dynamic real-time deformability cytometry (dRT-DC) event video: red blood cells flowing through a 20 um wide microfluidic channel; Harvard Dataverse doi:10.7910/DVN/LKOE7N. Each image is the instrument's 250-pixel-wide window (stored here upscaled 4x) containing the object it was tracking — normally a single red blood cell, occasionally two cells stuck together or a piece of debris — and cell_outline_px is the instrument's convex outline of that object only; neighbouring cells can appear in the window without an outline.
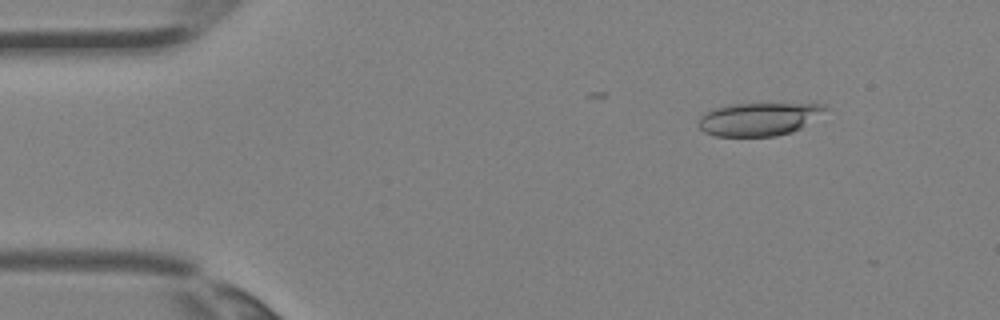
{"species": "Egyptian fruit bat (a non-hibernating species)", "species_latin": "Rousettus aegyptiacus", "temperature_condition": "room temperature", "stored_images_in_passage": 3, "camera_frame_rate_fps": 3000, "um_per_image_px": 0.085, "animal": {"sex": "female"}, "frame": {"image": 1, "passage_image": 1, "time_ms": 0.0, "image_size_px": [1000, 320], "cell_outline_px": [[828, 108], [800, 128], [792, 132], [776, 136], [716, 136], [704, 132], [696, 124], [700, 116], [704, 112], [712, 108], [728, 104], [824, 104]], "centroid_in_image_um": [64.4, 10.12], "position_along_channel_um": 20.6, "area_um2": 24.28}}
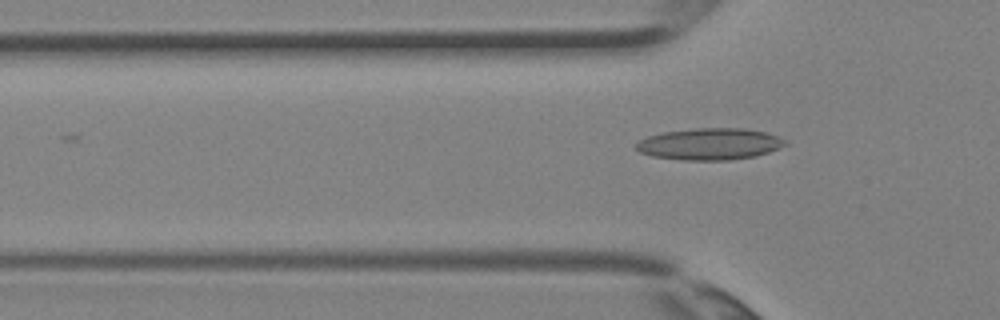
{"frame": {"image": 2, "passage_image": 3, "time_ms": 0.667, "image_size_px": [1000, 320], "cell_outline_px": [[788, 144], [768, 152], [756, 156], [728, 160], [680, 160], [652, 156], [640, 152], [636, 148], [636, 144], [640, 140], [648, 136], [664, 132], [696, 128], [744, 128], [764, 132], [788, 140]], "centroid_in_image_um": [60.34, 12.24], "position_along_channel_um": 65.5, "area_um2": 27.46}}